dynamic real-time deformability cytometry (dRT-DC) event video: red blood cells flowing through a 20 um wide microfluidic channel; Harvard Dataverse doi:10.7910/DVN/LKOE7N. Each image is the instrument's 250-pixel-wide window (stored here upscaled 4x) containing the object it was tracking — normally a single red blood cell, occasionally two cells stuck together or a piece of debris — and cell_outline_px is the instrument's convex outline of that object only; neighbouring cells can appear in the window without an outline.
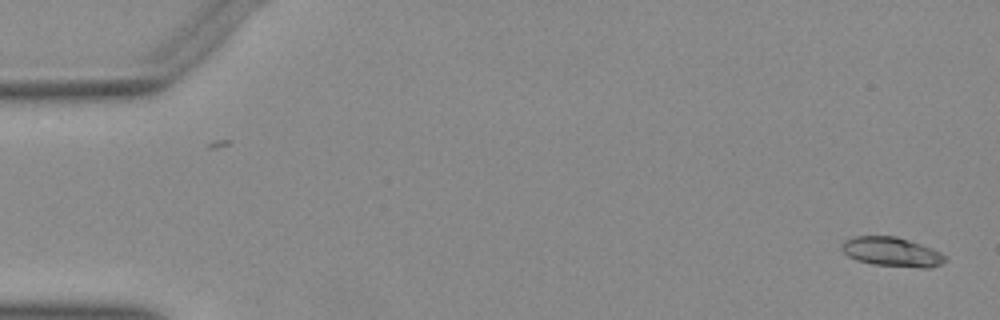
{"species": "Egyptian fruit bat (a non-hibernating species)", "species_latin": "Rousettus aegyptiacus", "temperature_condition": "warm", "stored_images_in_passage": 13, "camera_frame_rate_fps": 3000, "um_per_image_px": 0.085, "animal": {"sex": "female"}, "frame": {"image": 1, "passage_image": 1, "time_ms": 0.0, "image_size_px": [1000, 320], "cell_outline_px": [[948, 260], [932, 268], [920, 268], [872, 264], [856, 260], [848, 256], [840, 248], [844, 240], [856, 236], [896, 236], [932, 248], [940, 252]], "centroid_in_image_um": [75.8, 21.42], "position_along_channel_um": 9.2, "area_um2": 17.69}}